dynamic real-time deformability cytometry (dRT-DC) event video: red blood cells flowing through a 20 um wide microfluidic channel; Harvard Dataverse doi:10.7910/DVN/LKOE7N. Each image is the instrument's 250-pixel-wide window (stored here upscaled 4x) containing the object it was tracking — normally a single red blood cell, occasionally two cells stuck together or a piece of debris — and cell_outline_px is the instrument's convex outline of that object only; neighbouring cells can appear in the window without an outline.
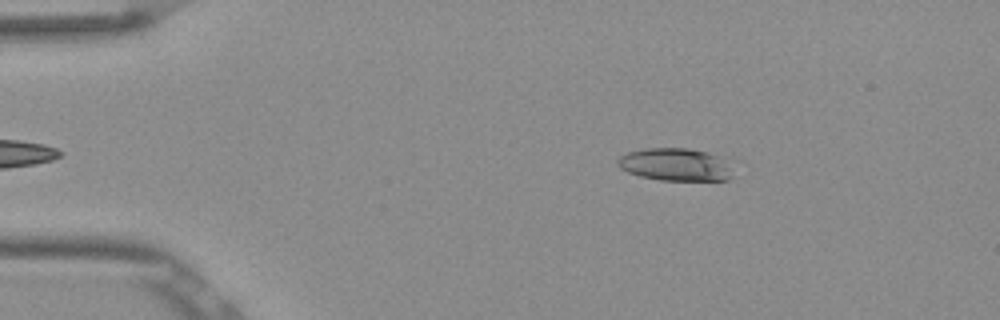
{"species": "Egyptian fruit bat (a non-hibernating species)", "species_latin": "Rousettus aegyptiacus", "temperature_condition": "room temperature", "stored_images_in_passage": 48, "camera_frame_rate_fps": 3000, "um_per_image_px": 0.085, "frame": {"image": 1, "passage_image": 4, "time_ms": 1.0, "image_size_px": [1000, 320], "cell_outline_px": [[740, 160], [732, 176], [728, 180], [660, 180], [640, 176], [628, 172], [620, 168], [616, 164], [616, 160], [620, 156], [628, 152], [644, 148], [688, 148], [724, 156]], "centroid_in_image_um": [57.6, 13.97], "position_along_channel_um": 27.4, "area_um2": 23.06}}
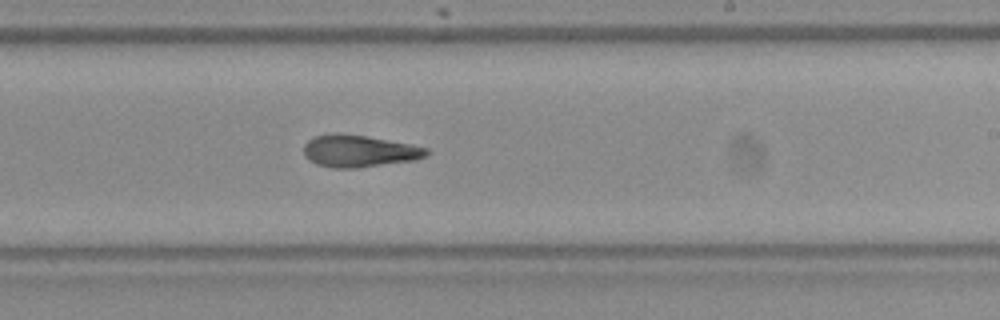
{"frame": {"image": 2, "passage_image": 27, "time_ms": 8.667, "image_size_px": [1000, 320], "cell_outline_px": [[428, 156], [416, 160], [356, 168], [332, 168], [316, 164], [308, 160], [304, 156], [304, 144], [312, 136], [364, 136], [412, 144], [428, 148]], "centroid_in_image_um": [30.56, 12.88], "position_along_channel_um": 258.4, "area_um2": 22.43}}
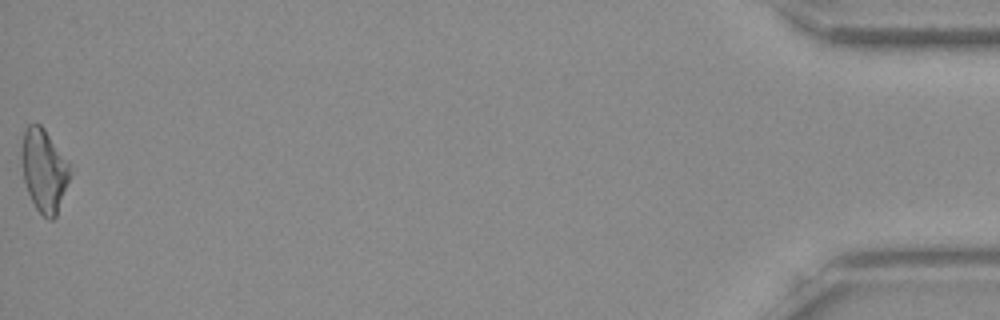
{"frame": {"image": 3, "passage_image": 48, "time_ms": 15.667, "image_size_px": [1000, 320], "cell_outline_px": [[72, 172], [56, 216], [52, 220], [48, 220], [36, 208], [28, 192], [24, 180], [20, 160], [20, 152], [24, 132], [28, 124], [40, 124], [44, 128], [68, 164]], "centroid_in_image_um": [3.72, 14.49], "position_along_channel_um": 431.5, "area_um2": 23.12}, "authors_computed_cell_mechanics": {"area_um2": 23.0911, "velocity_mm_per_s": 3.8642, "shape_relaxation_time_tau1_ms": 9.5404, "shape_relaxation_time_tau2_ms": 3.4017, "deformation_change_tau1": 0.2314, "deformation_change_tau2": 0.1284}}